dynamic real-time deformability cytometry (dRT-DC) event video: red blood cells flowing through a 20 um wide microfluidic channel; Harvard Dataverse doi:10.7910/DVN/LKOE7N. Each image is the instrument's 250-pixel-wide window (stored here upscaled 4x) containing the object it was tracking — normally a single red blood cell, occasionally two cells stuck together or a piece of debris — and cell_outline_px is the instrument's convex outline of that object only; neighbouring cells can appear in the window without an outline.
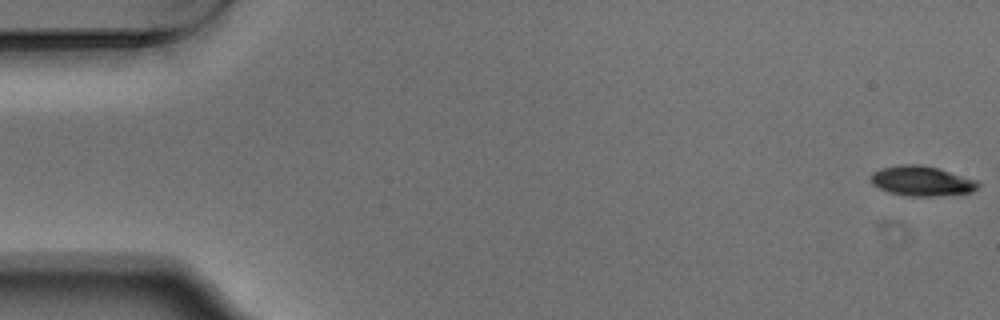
{"species": "Egyptian fruit bat (a non-hibernating species)", "species_latin": "Rousettus aegyptiacus", "temperature_condition": "warm", "stored_images_in_passage": 54, "camera_frame_rate_fps": 3000, "um_per_image_px": 0.085, "animal": {"sex": "male"}, "frame": {"image": 1, "passage_image": 1, "time_ms": 0.0, "image_size_px": [1000, 320], "cell_outline_px": [[980, 184], [972, 192], [940, 196], [908, 196], [888, 192], [872, 184], [872, 172], [880, 168], [904, 164], [920, 164], [936, 168], [976, 180]], "centroid_in_image_um": [78.33, 15.39], "position_along_channel_um": 6.7, "area_um2": 18.5}}
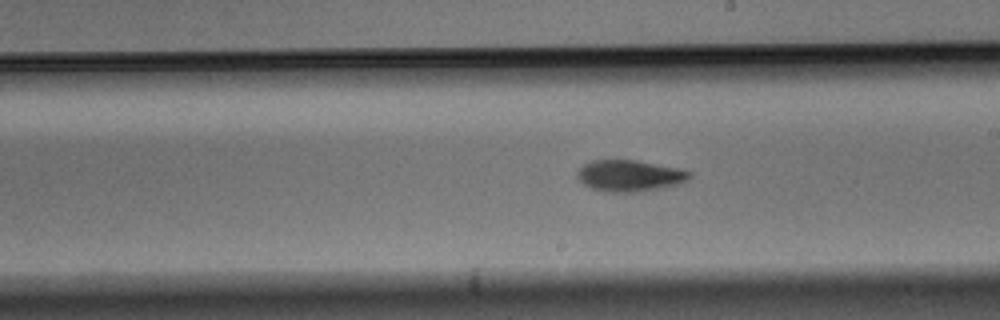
{"frame": {"image": 2, "passage_image": 31, "time_ms": 10.0, "image_size_px": [1000, 320], "cell_outline_px": [[692, 176], [688, 180], [680, 184], [660, 188], [636, 192], [608, 192], [592, 188], [584, 184], [576, 176], [576, 172], [584, 164], [592, 160], [636, 160], [684, 168], [692, 172]], "centroid_in_image_um": [53.58, 14.92], "position_along_channel_um": 235.4, "area_um2": 20.81}}
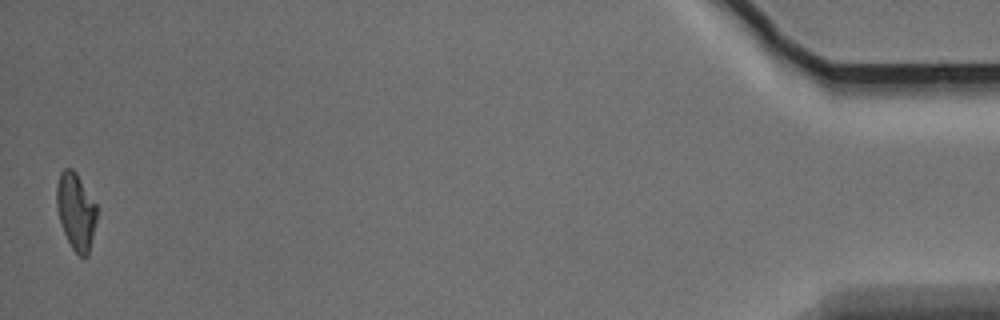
{"frame": {"image": 3, "passage_image": 54, "time_ms": 17.667, "image_size_px": [1000, 320], "cell_outline_px": [[96, 220], [88, 256], [80, 256], [72, 248], [64, 232], [56, 208], [56, 184], [60, 172], [64, 168], [72, 168], [76, 172], [96, 204]], "centroid_in_image_um": [6.43, 17.92], "position_along_channel_um": 428.8, "area_um2": 17.86}, "authors_computed_cell_mechanics": {"area_um2": 19.3052, "velocity_mm_per_s": 3.7337, "shape_relaxation_time_tau1_ms": 3.5599, "shape_relaxation_time_tau2_ms": 8.211, "deformation_change_tau1": 0.1293, "deformation_change_tau2": 0.1653}}